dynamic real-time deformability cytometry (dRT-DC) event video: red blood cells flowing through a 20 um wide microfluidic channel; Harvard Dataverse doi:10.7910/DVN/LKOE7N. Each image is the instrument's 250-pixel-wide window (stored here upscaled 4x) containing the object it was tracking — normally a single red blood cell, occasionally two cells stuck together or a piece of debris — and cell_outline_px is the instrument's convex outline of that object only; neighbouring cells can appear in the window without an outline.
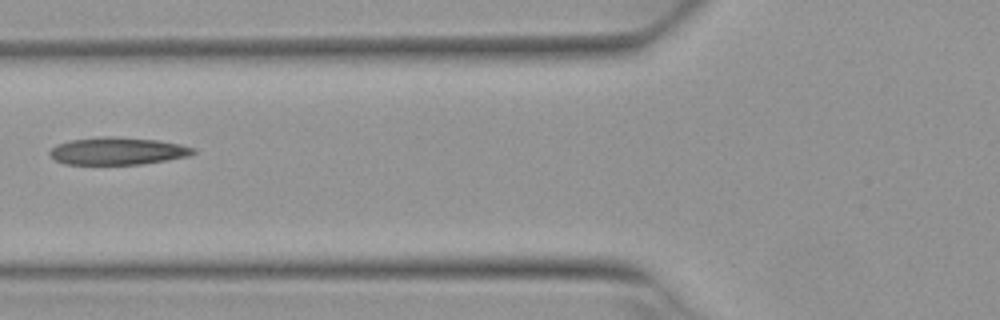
{"species": "Egyptian fruit bat (a non-hibernating species)", "species_latin": "Rousettus aegyptiacus", "temperature_condition": "warm", "stored_images_in_passage": 7, "camera_frame_rate_fps": 3000, "um_per_image_px": 0.085, "animal": {"sex": "female"}, "frame": {"image": 1, "passage_image": 7, "time_ms": 2.0, "image_size_px": [1000, 320], "cell_outline_px": [[196, 152], [188, 156], [140, 164], [64, 164], [52, 160], [48, 156], [48, 152], [56, 144], [72, 140], [100, 136], [112, 136], [156, 140], [180, 144], [196, 148]], "centroid_in_image_um": [9.93, 12.83], "position_along_channel_um": 115.9, "area_um2": 23.0}}